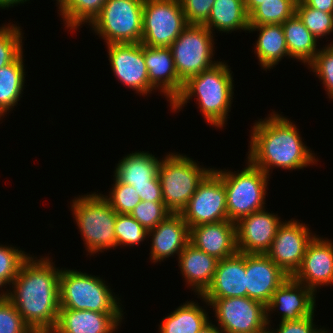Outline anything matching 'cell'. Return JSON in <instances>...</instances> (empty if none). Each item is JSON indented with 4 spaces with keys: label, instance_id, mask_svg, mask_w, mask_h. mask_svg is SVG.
<instances>
[{
    "label": "cell",
    "instance_id": "cell-1",
    "mask_svg": "<svg viewBox=\"0 0 333 333\" xmlns=\"http://www.w3.org/2000/svg\"><path fill=\"white\" fill-rule=\"evenodd\" d=\"M30 256L4 294L34 333H51L60 311L59 278L51 257ZM14 289V290H13Z\"/></svg>",
    "mask_w": 333,
    "mask_h": 333
},
{
    "label": "cell",
    "instance_id": "cell-2",
    "mask_svg": "<svg viewBox=\"0 0 333 333\" xmlns=\"http://www.w3.org/2000/svg\"><path fill=\"white\" fill-rule=\"evenodd\" d=\"M250 131L247 160L268 176L275 167L292 171L318 162V157L303 142L297 126L275 111L256 121Z\"/></svg>",
    "mask_w": 333,
    "mask_h": 333
},
{
    "label": "cell",
    "instance_id": "cell-3",
    "mask_svg": "<svg viewBox=\"0 0 333 333\" xmlns=\"http://www.w3.org/2000/svg\"><path fill=\"white\" fill-rule=\"evenodd\" d=\"M230 66L220 61L213 67L190 77L183 85L180 95L170 105L172 112L182 110L193 97L204 120L212 127L223 128L234 95V80Z\"/></svg>",
    "mask_w": 333,
    "mask_h": 333
},
{
    "label": "cell",
    "instance_id": "cell-4",
    "mask_svg": "<svg viewBox=\"0 0 333 333\" xmlns=\"http://www.w3.org/2000/svg\"><path fill=\"white\" fill-rule=\"evenodd\" d=\"M71 203L72 215L84 239L86 252L94 256L98 252L115 249L117 213L102 193L79 195Z\"/></svg>",
    "mask_w": 333,
    "mask_h": 333
},
{
    "label": "cell",
    "instance_id": "cell-5",
    "mask_svg": "<svg viewBox=\"0 0 333 333\" xmlns=\"http://www.w3.org/2000/svg\"><path fill=\"white\" fill-rule=\"evenodd\" d=\"M100 276L61 268L60 309L124 312L121 300ZM108 285V286H107Z\"/></svg>",
    "mask_w": 333,
    "mask_h": 333
},
{
    "label": "cell",
    "instance_id": "cell-6",
    "mask_svg": "<svg viewBox=\"0 0 333 333\" xmlns=\"http://www.w3.org/2000/svg\"><path fill=\"white\" fill-rule=\"evenodd\" d=\"M246 164L240 172L213 168L224 183L228 220L234 223L265 209L269 176L248 160Z\"/></svg>",
    "mask_w": 333,
    "mask_h": 333
},
{
    "label": "cell",
    "instance_id": "cell-7",
    "mask_svg": "<svg viewBox=\"0 0 333 333\" xmlns=\"http://www.w3.org/2000/svg\"><path fill=\"white\" fill-rule=\"evenodd\" d=\"M192 158L168 153L162 158L158 169L162 197L172 213H180L196 192L197 186L213 168L199 166Z\"/></svg>",
    "mask_w": 333,
    "mask_h": 333
},
{
    "label": "cell",
    "instance_id": "cell-8",
    "mask_svg": "<svg viewBox=\"0 0 333 333\" xmlns=\"http://www.w3.org/2000/svg\"><path fill=\"white\" fill-rule=\"evenodd\" d=\"M144 0H107L89 24L105 44L141 43Z\"/></svg>",
    "mask_w": 333,
    "mask_h": 333
},
{
    "label": "cell",
    "instance_id": "cell-9",
    "mask_svg": "<svg viewBox=\"0 0 333 333\" xmlns=\"http://www.w3.org/2000/svg\"><path fill=\"white\" fill-rule=\"evenodd\" d=\"M213 38L214 34L206 26L188 24L170 45L178 77L183 83L220 62L213 57L216 40Z\"/></svg>",
    "mask_w": 333,
    "mask_h": 333
},
{
    "label": "cell",
    "instance_id": "cell-10",
    "mask_svg": "<svg viewBox=\"0 0 333 333\" xmlns=\"http://www.w3.org/2000/svg\"><path fill=\"white\" fill-rule=\"evenodd\" d=\"M187 25L179 0H144L143 45L170 47Z\"/></svg>",
    "mask_w": 333,
    "mask_h": 333
},
{
    "label": "cell",
    "instance_id": "cell-11",
    "mask_svg": "<svg viewBox=\"0 0 333 333\" xmlns=\"http://www.w3.org/2000/svg\"><path fill=\"white\" fill-rule=\"evenodd\" d=\"M209 308L215 312L217 327L225 333H260L268 326L266 323V306L249 297H232L204 299Z\"/></svg>",
    "mask_w": 333,
    "mask_h": 333
},
{
    "label": "cell",
    "instance_id": "cell-12",
    "mask_svg": "<svg viewBox=\"0 0 333 333\" xmlns=\"http://www.w3.org/2000/svg\"><path fill=\"white\" fill-rule=\"evenodd\" d=\"M149 151L125 155L114 170L119 182L132 185L142 201L164 203L158 169L162 159Z\"/></svg>",
    "mask_w": 333,
    "mask_h": 333
},
{
    "label": "cell",
    "instance_id": "cell-13",
    "mask_svg": "<svg viewBox=\"0 0 333 333\" xmlns=\"http://www.w3.org/2000/svg\"><path fill=\"white\" fill-rule=\"evenodd\" d=\"M180 214L189 229L204 223L228 220L224 183L213 169L199 183Z\"/></svg>",
    "mask_w": 333,
    "mask_h": 333
},
{
    "label": "cell",
    "instance_id": "cell-14",
    "mask_svg": "<svg viewBox=\"0 0 333 333\" xmlns=\"http://www.w3.org/2000/svg\"><path fill=\"white\" fill-rule=\"evenodd\" d=\"M313 234L303 222L283 220L266 255L292 277L301 266L308 244L316 236Z\"/></svg>",
    "mask_w": 333,
    "mask_h": 333
},
{
    "label": "cell",
    "instance_id": "cell-15",
    "mask_svg": "<svg viewBox=\"0 0 333 333\" xmlns=\"http://www.w3.org/2000/svg\"><path fill=\"white\" fill-rule=\"evenodd\" d=\"M108 60L114 76L138 95L154 92L149 84L148 70L143 56L142 43L106 44Z\"/></svg>",
    "mask_w": 333,
    "mask_h": 333
},
{
    "label": "cell",
    "instance_id": "cell-16",
    "mask_svg": "<svg viewBox=\"0 0 333 333\" xmlns=\"http://www.w3.org/2000/svg\"><path fill=\"white\" fill-rule=\"evenodd\" d=\"M316 293L304 284L289 277L272 294L270 302L266 305V323L271 324L272 313L281 314V321H297L314 314L316 306ZM277 310V311H276Z\"/></svg>",
    "mask_w": 333,
    "mask_h": 333
},
{
    "label": "cell",
    "instance_id": "cell-17",
    "mask_svg": "<svg viewBox=\"0 0 333 333\" xmlns=\"http://www.w3.org/2000/svg\"><path fill=\"white\" fill-rule=\"evenodd\" d=\"M280 218L278 214L263 209L253 212L236 222L238 252L266 254L279 226L283 223Z\"/></svg>",
    "mask_w": 333,
    "mask_h": 333
},
{
    "label": "cell",
    "instance_id": "cell-18",
    "mask_svg": "<svg viewBox=\"0 0 333 333\" xmlns=\"http://www.w3.org/2000/svg\"><path fill=\"white\" fill-rule=\"evenodd\" d=\"M292 278L315 293L321 286H331L333 284V242L331 239L315 236L308 244L301 266Z\"/></svg>",
    "mask_w": 333,
    "mask_h": 333
},
{
    "label": "cell",
    "instance_id": "cell-19",
    "mask_svg": "<svg viewBox=\"0 0 333 333\" xmlns=\"http://www.w3.org/2000/svg\"><path fill=\"white\" fill-rule=\"evenodd\" d=\"M247 297L270 302L272 294L289 276L266 254H245Z\"/></svg>",
    "mask_w": 333,
    "mask_h": 333
},
{
    "label": "cell",
    "instance_id": "cell-20",
    "mask_svg": "<svg viewBox=\"0 0 333 333\" xmlns=\"http://www.w3.org/2000/svg\"><path fill=\"white\" fill-rule=\"evenodd\" d=\"M144 61L148 70L149 84L164 94L171 105L180 95L184 83L179 79L169 47L143 45Z\"/></svg>",
    "mask_w": 333,
    "mask_h": 333
},
{
    "label": "cell",
    "instance_id": "cell-21",
    "mask_svg": "<svg viewBox=\"0 0 333 333\" xmlns=\"http://www.w3.org/2000/svg\"><path fill=\"white\" fill-rule=\"evenodd\" d=\"M148 238L152 241L149 253L151 262H163L175 254L179 257L190 241V229L180 213H171L148 231Z\"/></svg>",
    "mask_w": 333,
    "mask_h": 333
},
{
    "label": "cell",
    "instance_id": "cell-22",
    "mask_svg": "<svg viewBox=\"0 0 333 333\" xmlns=\"http://www.w3.org/2000/svg\"><path fill=\"white\" fill-rule=\"evenodd\" d=\"M189 242L218 260L230 257L238 252L236 223L225 220L194 226Z\"/></svg>",
    "mask_w": 333,
    "mask_h": 333
},
{
    "label": "cell",
    "instance_id": "cell-23",
    "mask_svg": "<svg viewBox=\"0 0 333 333\" xmlns=\"http://www.w3.org/2000/svg\"><path fill=\"white\" fill-rule=\"evenodd\" d=\"M123 317V312L60 309L51 333H114L121 327Z\"/></svg>",
    "mask_w": 333,
    "mask_h": 333
},
{
    "label": "cell",
    "instance_id": "cell-24",
    "mask_svg": "<svg viewBox=\"0 0 333 333\" xmlns=\"http://www.w3.org/2000/svg\"><path fill=\"white\" fill-rule=\"evenodd\" d=\"M202 297L204 299L247 297L244 253L237 252L218 261L214 279Z\"/></svg>",
    "mask_w": 333,
    "mask_h": 333
},
{
    "label": "cell",
    "instance_id": "cell-25",
    "mask_svg": "<svg viewBox=\"0 0 333 333\" xmlns=\"http://www.w3.org/2000/svg\"><path fill=\"white\" fill-rule=\"evenodd\" d=\"M218 259L196 248L190 242L178 257V265L186 285L192 288L196 295L202 296L210 287Z\"/></svg>",
    "mask_w": 333,
    "mask_h": 333
},
{
    "label": "cell",
    "instance_id": "cell-26",
    "mask_svg": "<svg viewBox=\"0 0 333 333\" xmlns=\"http://www.w3.org/2000/svg\"><path fill=\"white\" fill-rule=\"evenodd\" d=\"M253 31L259 32L253 49L263 70L267 71L269 69L270 71L284 57L289 58L282 24L249 26L248 32L251 33Z\"/></svg>",
    "mask_w": 333,
    "mask_h": 333
},
{
    "label": "cell",
    "instance_id": "cell-27",
    "mask_svg": "<svg viewBox=\"0 0 333 333\" xmlns=\"http://www.w3.org/2000/svg\"><path fill=\"white\" fill-rule=\"evenodd\" d=\"M204 26L214 34L215 30L226 34L237 30L248 31L249 15L244 0H215Z\"/></svg>",
    "mask_w": 333,
    "mask_h": 333
},
{
    "label": "cell",
    "instance_id": "cell-28",
    "mask_svg": "<svg viewBox=\"0 0 333 333\" xmlns=\"http://www.w3.org/2000/svg\"><path fill=\"white\" fill-rule=\"evenodd\" d=\"M282 27L289 51V58H293V60L297 59L308 66L320 50L317 47L319 40L304 26L296 13L288 18L282 24Z\"/></svg>",
    "mask_w": 333,
    "mask_h": 333
},
{
    "label": "cell",
    "instance_id": "cell-29",
    "mask_svg": "<svg viewBox=\"0 0 333 333\" xmlns=\"http://www.w3.org/2000/svg\"><path fill=\"white\" fill-rule=\"evenodd\" d=\"M194 301H186L160 322V333H198L210 321L206 309Z\"/></svg>",
    "mask_w": 333,
    "mask_h": 333
},
{
    "label": "cell",
    "instance_id": "cell-30",
    "mask_svg": "<svg viewBox=\"0 0 333 333\" xmlns=\"http://www.w3.org/2000/svg\"><path fill=\"white\" fill-rule=\"evenodd\" d=\"M23 53L12 63L0 68V120L17 106L22 98L26 80Z\"/></svg>",
    "mask_w": 333,
    "mask_h": 333
},
{
    "label": "cell",
    "instance_id": "cell-31",
    "mask_svg": "<svg viewBox=\"0 0 333 333\" xmlns=\"http://www.w3.org/2000/svg\"><path fill=\"white\" fill-rule=\"evenodd\" d=\"M107 0H62L58 6V14L62 16L64 26L73 31L89 25L100 13Z\"/></svg>",
    "mask_w": 333,
    "mask_h": 333
},
{
    "label": "cell",
    "instance_id": "cell-32",
    "mask_svg": "<svg viewBox=\"0 0 333 333\" xmlns=\"http://www.w3.org/2000/svg\"><path fill=\"white\" fill-rule=\"evenodd\" d=\"M298 0H267L249 14V26L283 24L296 13Z\"/></svg>",
    "mask_w": 333,
    "mask_h": 333
},
{
    "label": "cell",
    "instance_id": "cell-33",
    "mask_svg": "<svg viewBox=\"0 0 333 333\" xmlns=\"http://www.w3.org/2000/svg\"><path fill=\"white\" fill-rule=\"evenodd\" d=\"M296 14L304 26L319 40L333 32V14L307 6L302 0L296 3Z\"/></svg>",
    "mask_w": 333,
    "mask_h": 333
},
{
    "label": "cell",
    "instance_id": "cell-34",
    "mask_svg": "<svg viewBox=\"0 0 333 333\" xmlns=\"http://www.w3.org/2000/svg\"><path fill=\"white\" fill-rule=\"evenodd\" d=\"M29 253L13 245H0V294H5L7 284L11 285L13 280L18 275L24 262L30 257Z\"/></svg>",
    "mask_w": 333,
    "mask_h": 333
},
{
    "label": "cell",
    "instance_id": "cell-35",
    "mask_svg": "<svg viewBox=\"0 0 333 333\" xmlns=\"http://www.w3.org/2000/svg\"><path fill=\"white\" fill-rule=\"evenodd\" d=\"M116 248L138 246L148 238V231L130 214H118L115 222Z\"/></svg>",
    "mask_w": 333,
    "mask_h": 333
},
{
    "label": "cell",
    "instance_id": "cell-36",
    "mask_svg": "<svg viewBox=\"0 0 333 333\" xmlns=\"http://www.w3.org/2000/svg\"><path fill=\"white\" fill-rule=\"evenodd\" d=\"M17 24L0 26V68L12 63L23 50V33Z\"/></svg>",
    "mask_w": 333,
    "mask_h": 333
},
{
    "label": "cell",
    "instance_id": "cell-37",
    "mask_svg": "<svg viewBox=\"0 0 333 333\" xmlns=\"http://www.w3.org/2000/svg\"><path fill=\"white\" fill-rule=\"evenodd\" d=\"M113 181L109 194H102V196L109 202L116 213L130 214L141 202L139 194L132 185L119 182L115 177Z\"/></svg>",
    "mask_w": 333,
    "mask_h": 333
},
{
    "label": "cell",
    "instance_id": "cell-38",
    "mask_svg": "<svg viewBox=\"0 0 333 333\" xmlns=\"http://www.w3.org/2000/svg\"><path fill=\"white\" fill-rule=\"evenodd\" d=\"M310 72L316 74L321 84L325 86V91L329 100H333V43L326 44L320 48L314 60L307 66Z\"/></svg>",
    "mask_w": 333,
    "mask_h": 333
},
{
    "label": "cell",
    "instance_id": "cell-39",
    "mask_svg": "<svg viewBox=\"0 0 333 333\" xmlns=\"http://www.w3.org/2000/svg\"><path fill=\"white\" fill-rule=\"evenodd\" d=\"M0 333H34L4 294H0Z\"/></svg>",
    "mask_w": 333,
    "mask_h": 333
},
{
    "label": "cell",
    "instance_id": "cell-40",
    "mask_svg": "<svg viewBox=\"0 0 333 333\" xmlns=\"http://www.w3.org/2000/svg\"><path fill=\"white\" fill-rule=\"evenodd\" d=\"M172 212L164 203L142 201L133 209L130 215L147 231L155 228Z\"/></svg>",
    "mask_w": 333,
    "mask_h": 333
},
{
    "label": "cell",
    "instance_id": "cell-41",
    "mask_svg": "<svg viewBox=\"0 0 333 333\" xmlns=\"http://www.w3.org/2000/svg\"><path fill=\"white\" fill-rule=\"evenodd\" d=\"M188 24L204 25L215 0H179Z\"/></svg>",
    "mask_w": 333,
    "mask_h": 333
},
{
    "label": "cell",
    "instance_id": "cell-42",
    "mask_svg": "<svg viewBox=\"0 0 333 333\" xmlns=\"http://www.w3.org/2000/svg\"><path fill=\"white\" fill-rule=\"evenodd\" d=\"M314 314L307 316L297 321H280L277 329H271V325L268 328L273 333H328L325 328L316 327L314 324Z\"/></svg>",
    "mask_w": 333,
    "mask_h": 333
},
{
    "label": "cell",
    "instance_id": "cell-43",
    "mask_svg": "<svg viewBox=\"0 0 333 333\" xmlns=\"http://www.w3.org/2000/svg\"><path fill=\"white\" fill-rule=\"evenodd\" d=\"M307 6L333 14V0H302Z\"/></svg>",
    "mask_w": 333,
    "mask_h": 333
},
{
    "label": "cell",
    "instance_id": "cell-44",
    "mask_svg": "<svg viewBox=\"0 0 333 333\" xmlns=\"http://www.w3.org/2000/svg\"><path fill=\"white\" fill-rule=\"evenodd\" d=\"M29 0H0V9H9V7L13 8L14 5L18 6V4H24L25 2H27Z\"/></svg>",
    "mask_w": 333,
    "mask_h": 333
},
{
    "label": "cell",
    "instance_id": "cell-45",
    "mask_svg": "<svg viewBox=\"0 0 333 333\" xmlns=\"http://www.w3.org/2000/svg\"><path fill=\"white\" fill-rule=\"evenodd\" d=\"M210 322L202 328L198 333H225L221 328L217 327L215 323Z\"/></svg>",
    "mask_w": 333,
    "mask_h": 333
},
{
    "label": "cell",
    "instance_id": "cell-46",
    "mask_svg": "<svg viewBox=\"0 0 333 333\" xmlns=\"http://www.w3.org/2000/svg\"><path fill=\"white\" fill-rule=\"evenodd\" d=\"M263 1L267 0H244L247 14L249 15L257 6L261 5Z\"/></svg>",
    "mask_w": 333,
    "mask_h": 333
},
{
    "label": "cell",
    "instance_id": "cell-47",
    "mask_svg": "<svg viewBox=\"0 0 333 333\" xmlns=\"http://www.w3.org/2000/svg\"><path fill=\"white\" fill-rule=\"evenodd\" d=\"M260 333H273L268 327Z\"/></svg>",
    "mask_w": 333,
    "mask_h": 333
},
{
    "label": "cell",
    "instance_id": "cell-48",
    "mask_svg": "<svg viewBox=\"0 0 333 333\" xmlns=\"http://www.w3.org/2000/svg\"><path fill=\"white\" fill-rule=\"evenodd\" d=\"M56 1H57L56 3L59 4L62 0H56Z\"/></svg>",
    "mask_w": 333,
    "mask_h": 333
}]
</instances>
